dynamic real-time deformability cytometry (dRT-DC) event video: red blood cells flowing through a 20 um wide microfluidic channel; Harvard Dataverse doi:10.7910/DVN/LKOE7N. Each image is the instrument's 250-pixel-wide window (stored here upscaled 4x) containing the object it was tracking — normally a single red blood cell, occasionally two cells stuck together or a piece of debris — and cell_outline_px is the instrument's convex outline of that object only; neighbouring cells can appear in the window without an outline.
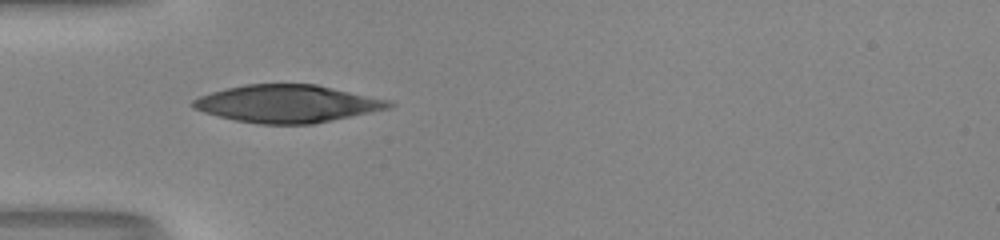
{"species": "human", "species_latin": "Homo sapiens", "temperature_condition": "room temperature", "stored_images_in_passage": 35, "camera_frame_rate_fps": 3000, "um_per_image_px": 0.085, "donor": {"sex": "male"}, "frame": {"image": 1, "passage_image": 1, "time_ms": 0.0, "image_size_px": [1000, 240], "cell_outline_px": [[396, 104], [392, 108], [312, 124], [260, 124], [236, 120], [204, 112], [192, 108], [188, 104], [192, 100], [200, 96], [224, 88], [244, 84], [316, 84], [388, 100]], "centroid_in_image_um": [24.4, 8.81], "position_along_channel_um": 60.6, "area_um2": 42.83}}
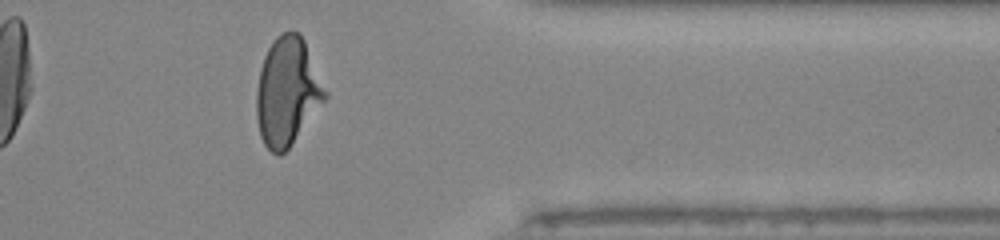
{"frame": {"image": 2, "passage_image": 26, "time_ms": 8.333, "image_size_px": [1000, 240], "cell_outline_px": [[328, 96], [288, 148], [280, 156], [272, 152], [264, 144], [260, 136], [256, 120], [256, 92], [260, 68], [264, 56], [272, 40], [280, 32], [292, 28], [304, 40], [328, 92]], "centroid_in_image_um": [24.4, 7.75], "position_along_channel_um": 387.0, "area_um2": 43.29}}
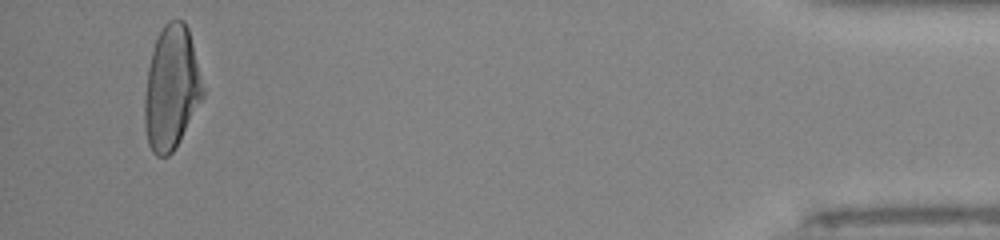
{"frame": {"image": 3, "passage_image": 33, "time_ms": 10.667, "image_size_px": [1000, 240], "cell_outline_px": [[204, 96], [176, 148], [168, 156], [156, 156], [152, 152], [148, 144], [144, 124], [144, 96], [148, 68], [152, 52], [156, 40], [164, 24], [168, 20], [184, 20], [188, 28], [204, 88]], "centroid_in_image_um": [14.56, 7.51], "position_along_channel_um": 420.6, "area_um2": 41.96}, "authors_computed_cell_mechanics": {"area_um2": 42.9454, "velocity_mm_per_s": 4.1288, "shape_relaxation_time_tau1_ms": 5.7984, "shape_relaxation_time_tau2_ms": null, "deformation_change_tau1": 0.2553, "deformation_change_tau2": null}}